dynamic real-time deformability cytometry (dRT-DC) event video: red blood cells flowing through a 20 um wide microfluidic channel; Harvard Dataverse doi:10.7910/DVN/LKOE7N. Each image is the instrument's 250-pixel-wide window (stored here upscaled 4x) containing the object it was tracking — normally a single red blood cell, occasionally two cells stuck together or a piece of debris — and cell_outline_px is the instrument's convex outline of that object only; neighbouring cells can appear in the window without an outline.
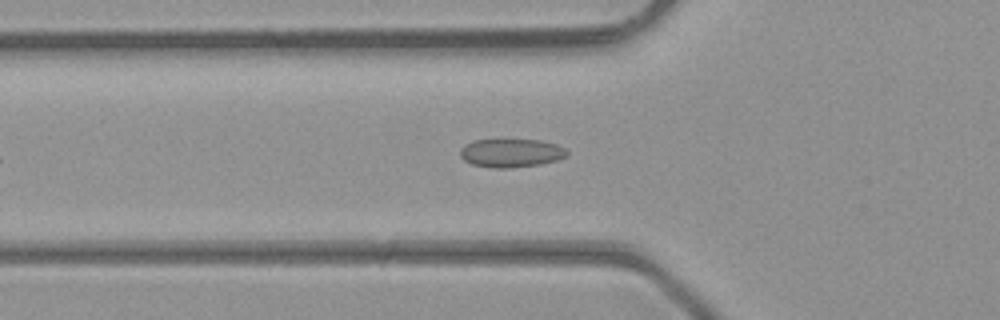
{"species": "common noctule bat (a hibernating species)", "species_latin": "Nyctalus noctula", "temperature_condition": "room temperature", "stored_images_in_passage": 32, "camera_frame_rate_fps": 3000, "um_per_image_px": 0.085, "animal": {"sex": "male", "body_mass_g": 23.1, "forearm_length_mm": 52.7}, "frame": {"image": 1, "passage_image": 4, "time_ms": 1.0, "image_size_px": [1000, 320], "cell_outline_px": [[568, 156], [560, 160], [540, 164], [512, 168], [492, 168], [472, 164], [464, 160], [460, 156], [460, 148], [464, 144], [472, 140], [540, 140], [556, 144], [564, 148], [568, 152]], "centroid_in_image_um": [43.44, 13.01], "position_along_channel_um": 82.4, "area_um2": 17.92}}
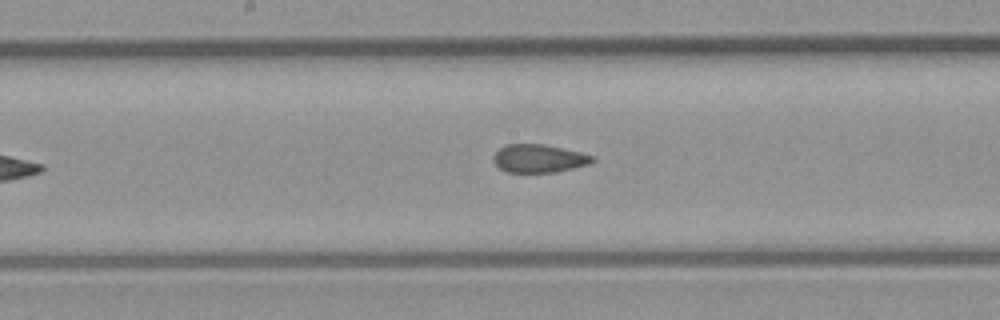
{"frame": {"image": 2, "passage_image": 12, "time_ms": 3.667, "image_size_px": [1000, 320], "cell_outline_px": [[596, 160], [592, 164], [556, 172], [508, 172], [500, 168], [492, 160], [492, 156], [504, 144], [544, 144], [580, 152], [596, 156]], "centroid_in_image_um": [45.85, 13.47], "position_along_channel_um": 202.4, "area_um2": 16.42}}
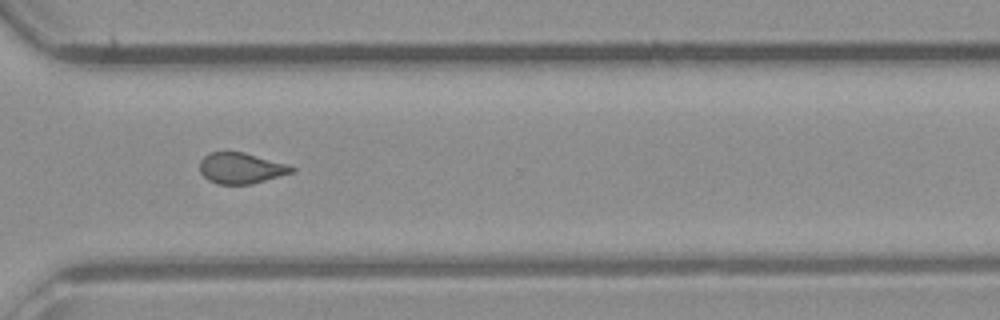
{"frame": {"image": 3, "passage_image": 22, "time_ms": 7.0, "image_size_px": [1000, 320], "cell_outline_px": [[296, 168], [292, 172], [252, 184], [216, 184], [208, 180], [200, 172], [200, 160], [208, 152], [244, 152], [292, 164]], "centroid_in_image_um": [20.51, 14.28], "position_along_channel_um": 350.1, "area_um2": 16.76}, "authors_computed_cell_mechanics": {"area_um2": 17.1955, "velocity_mm_per_s": 4.4419, "shape_relaxation_time_tau1_ms": null, "shape_relaxation_time_tau2_ms": 1.4903, "deformation_change_tau1": null, "deformation_change_tau2": 0.0672}}